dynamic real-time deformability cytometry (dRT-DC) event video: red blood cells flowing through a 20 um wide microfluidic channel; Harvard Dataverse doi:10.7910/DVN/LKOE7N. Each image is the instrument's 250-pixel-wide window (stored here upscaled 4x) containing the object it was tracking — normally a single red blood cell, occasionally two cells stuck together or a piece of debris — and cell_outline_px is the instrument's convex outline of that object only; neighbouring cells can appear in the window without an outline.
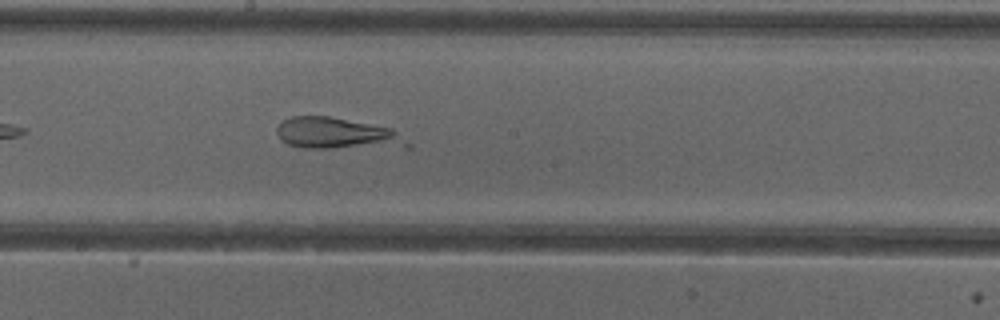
{"species": "common noctule bat (a hibernating species)", "species_latin": "Nyctalus noctula", "temperature_condition": "cold", "stored_images_in_passage": 34, "camera_frame_rate_fps": 3000, "um_per_image_px": 0.085, "animal": {"sex": "female"}, "frame": {"image": 1, "passage_image": 14, "time_ms": 4.333, "image_size_px": [1000, 320], "cell_outline_px": [[412, 148], [304, 148], [288, 144], [280, 140], [276, 132], [276, 128], [284, 120], [292, 116], [328, 116], [392, 128], [412, 144]], "centroid_in_image_um": [28.7, 11.38], "position_along_channel_um": 219.5, "area_um2": 24.28}}